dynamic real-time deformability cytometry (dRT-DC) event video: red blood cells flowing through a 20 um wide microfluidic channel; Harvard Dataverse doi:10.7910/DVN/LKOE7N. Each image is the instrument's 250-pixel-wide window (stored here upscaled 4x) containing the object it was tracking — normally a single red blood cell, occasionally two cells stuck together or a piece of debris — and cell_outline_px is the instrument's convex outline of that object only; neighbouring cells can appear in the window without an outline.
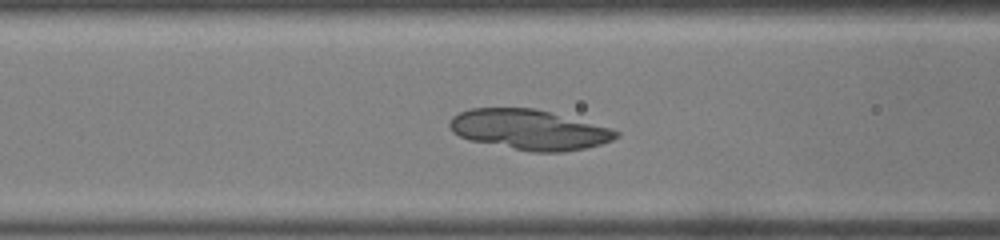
{"species": "common noctule bat (a hibernating species)", "species_latin": "Nyctalus noctula", "temperature_condition": "warm", "stored_images_in_passage": 34, "camera_frame_rate_fps": 3000, "um_per_image_px": 0.085, "animal": {"sex": "male", "body_mass_g": 19.0, "forearm_length_mm": 50.8}, "frame": {"image": 1, "passage_image": 12, "time_ms": 3.667, "image_size_px": [1000, 240], "cell_outline_px": [[620, 136], [612, 140], [600, 144], [584, 148], [564, 152], [532, 152], [468, 140], [452, 132], [448, 124], [452, 116], [460, 112], [472, 108], [532, 108], [548, 112], [608, 128], [620, 132]], "centroid_in_image_um": [44.92, 11.03], "position_along_channel_um": 121.7, "area_um2": 38.49}}
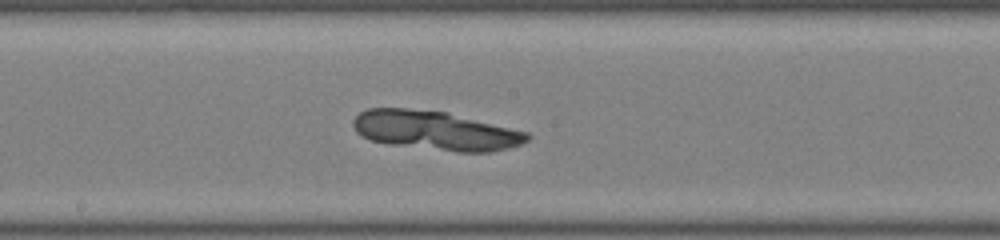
{"frame": {"image": 2, "passage_image": 17, "time_ms": 5.333, "image_size_px": [1000, 240], "cell_outline_px": [[532, 136], [528, 140], [520, 144], [508, 148], [492, 152], [456, 152], [388, 144], [372, 140], [360, 136], [356, 132], [352, 124], [352, 120], [360, 112], [368, 108], [408, 108], [444, 112], [528, 132]], "centroid_in_image_um": [36.98, 11.11], "position_along_channel_um": 211.2, "area_um2": 39.59}}
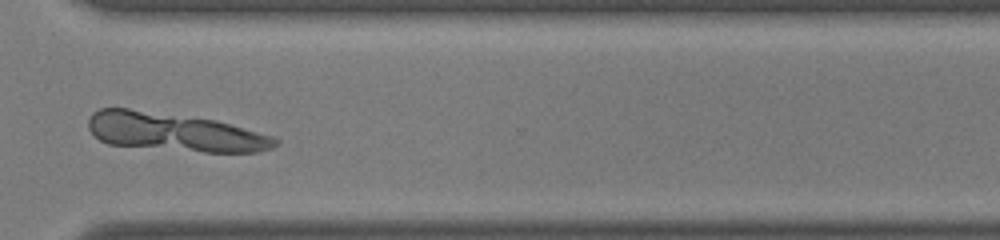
{"frame": {"image": 3, "passage_image": 25, "time_ms": 8.0, "image_size_px": [1000, 240], "cell_outline_px": [[280, 144], [272, 148], [260, 152], [204, 152], [108, 144], [100, 140], [88, 128], [88, 120], [92, 112], [100, 108], [128, 108], [216, 120], [276, 136], [280, 140]], "centroid_in_image_um": [14.89, 11.23], "position_along_channel_um": 355.7, "area_um2": 41.91}}